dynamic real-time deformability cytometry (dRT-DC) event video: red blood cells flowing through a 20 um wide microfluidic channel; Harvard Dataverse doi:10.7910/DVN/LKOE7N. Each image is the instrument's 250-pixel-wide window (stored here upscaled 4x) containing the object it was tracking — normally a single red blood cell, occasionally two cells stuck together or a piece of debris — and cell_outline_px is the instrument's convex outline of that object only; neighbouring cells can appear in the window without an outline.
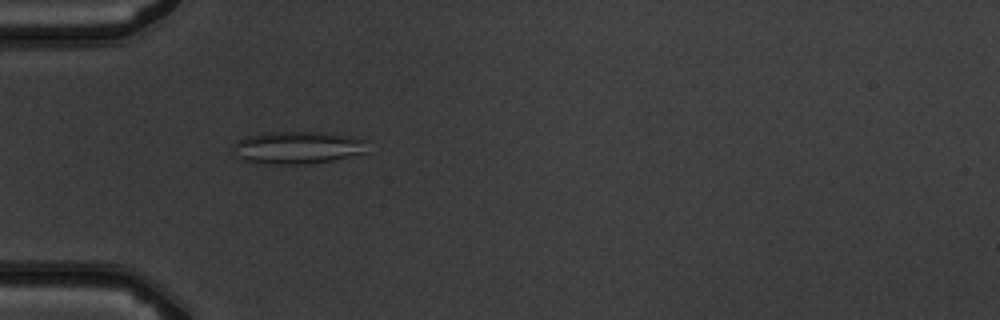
{"species": "common noctule bat (a hibernating species)", "species_latin": "Nyctalus noctula", "temperature_condition": "warm", "stored_images_in_passage": 6, "camera_frame_rate_fps": 3000, "um_per_image_px": 0.085, "animal": {"sex": "male", "body_mass_g": 19.5, "forearm_length_mm": 54.6}, "frame": {"image": 1, "passage_image": 5, "time_ms": 4.667, "image_size_px": [1000, 320], "cell_outline_px": [[368, 140], [364, 152], [332, 160], [308, 164], [268, 164], [240, 160], [236, 156], [232, 148], [232, 144], [236, 140], [248, 136], [268, 132], [324, 132], [348, 136]], "centroid_in_image_um": [25.22, 12.54], "position_along_channel_um": 59.8, "area_um2": 25.49}}
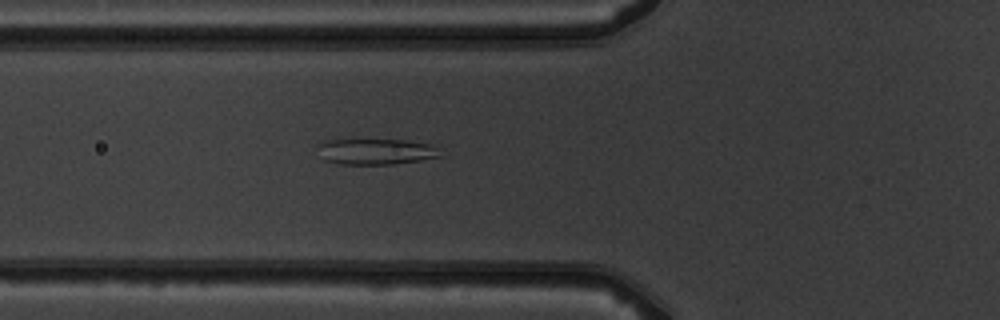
{"frame": {"image": 2, "passage_image": 6, "time_ms": 5.667, "image_size_px": [1000, 320], "cell_outline_px": [[440, 156], [420, 160], [392, 164], [340, 164], [324, 160], [316, 144], [324, 140], [408, 140], [432, 144], [436, 148]], "centroid_in_image_um": [31.91, 12.88], "position_along_channel_um": 93.9, "area_um2": 18.32}}